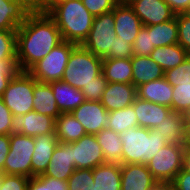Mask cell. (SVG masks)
Wrapping results in <instances>:
<instances>
[{
	"instance_id": "obj_1",
	"label": "cell",
	"mask_w": 190,
	"mask_h": 190,
	"mask_svg": "<svg viewBox=\"0 0 190 190\" xmlns=\"http://www.w3.org/2000/svg\"><path fill=\"white\" fill-rule=\"evenodd\" d=\"M63 42L55 21L33 6L16 10V51L22 71H28Z\"/></svg>"
},
{
	"instance_id": "obj_2",
	"label": "cell",
	"mask_w": 190,
	"mask_h": 190,
	"mask_svg": "<svg viewBox=\"0 0 190 190\" xmlns=\"http://www.w3.org/2000/svg\"><path fill=\"white\" fill-rule=\"evenodd\" d=\"M47 14L55 21L63 41L77 45H82L88 38L95 18L83 5L82 0L59 3Z\"/></svg>"
},
{
	"instance_id": "obj_3",
	"label": "cell",
	"mask_w": 190,
	"mask_h": 190,
	"mask_svg": "<svg viewBox=\"0 0 190 190\" xmlns=\"http://www.w3.org/2000/svg\"><path fill=\"white\" fill-rule=\"evenodd\" d=\"M122 141L121 164L146 165L166 144L157 129L143 127L129 128L120 134Z\"/></svg>"
},
{
	"instance_id": "obj_4",
	"label": "cell",
	"mask_w": 190,
	"mask_h": 190,
	"mask_svg": "<svg viewBox=\"0 0 190 190\" xmlns=\"http://www.w3.org/2000/svg\"><path fill=\"white\" fill-rule=\"evenodd\" d=\"M102 61L103 58L77 45L69 56L62 81L81 90L102 74Z\"/></svg>"
},
{
	"instance_id": "obj_5",
	"label": "cell",
	"mask_w": 190,
	"mask_h": 190,
	"mask_svg": "<svg viewBox=\"0 0 190 190\" xmlns=\"http://www.w3.org/2000/svg\"><path fill=\"white\" fill-rule=\"evenodd\" d=\"M186 146L166 144L146 164L154 179L159 184H171L183 169Z\"/></svg>"
},
{
	"instance_id": "obj_6",
	"label": "cell",
	"mask_w": 190,
	"mask_h": 190,
	"mask_svg": "<svg viewBox=\"0 0 190 190\" xmlns=\"http://www.w3.org/2000/svg\"><path fill=\"white\" fill-rule=\"evenodd\" d=\"M77 44L63 41L43 59L35 63L28 72L40 83L62 80L69 56Z\"/></svg>"
},
{
	"instance_id": "obj_7",
	"label": "cell",
	"mask_w": 190,
	"mask_h": 190,
	"mask_svg": "<svg viewBox=\"0 0 190 190\" xmlns=\"http://www.w3.org/2000/svg\"><path fill=\"white\" fill-rule=\"evenodd\" d=\"M37 82L28 71H21L11 79L1 99L13 116L24 115L33 110V90Z\"/></svg>"
},
{
	"instance_id": "obj_8",
	"label": "cell",
	"mask_w": 190,
	"mask_h": 190,
	"mask_svg": "<svg viewBox=\"0 0 190 190\" xmlns=\"http://www.w3.org/2000/svg\"><path fill=\"white\" fill-rule=\"evenodd\" d=\"M34 138L23 134H10V151L1 173L32 177L31 158Z\"/></svg>"
},
{
	"instance_id": "obj_9",
	"label": "cell",
	"mask_w": 190,
	"mask_h": 190,
	"mask_svg": "<svg viewBox=\"0 0 190 190\" xmlns=\"http://www.w3.org/2000/svg\"><path fill=\"white\" fill-rule=\"evenodd\" d=\"M114 9L94 18L88 38L82 46L98 57L104 58L114 44L117 37L114 28Z\"/></svg>"
},
{
	"instance_id": "obj_10",
	"label": "cell",
	"mask_w": 190,
	"mask_h": 190,
	"mask_svg": "<svg viewBox=\"0 0 190 190\" xmlns=\"http://www.w3.org/2000/svg\"><path fill=\"white\" fill-rule=\"evenodd\" d=\"M72 159L76 169H93L106 163L94 134H86L78 141L72 142Z\"/></svg>"
},
{
	"instance_id": "obj_11",
	"label": "cell",
	"mask_w": 190,
	"mask_h": 190,
	"mask_svg": "<svg viewBox=\"0 0 190 190\" xmlns=\"http://www.w3.org/2000/svg\"><path fill=\"white\" fill-rule=\"evenodd\" d=\"M55 125V118L32 110L24 115L13 116L10 134H23L32 137L50 134L55 131Z\"/></svg>"
},
{
	"instance_id": "obj_12",
	"label": "cell",
	"mask_w": 190,
	"mask_h": 190,
	"mask_svg": "<svg viewBox=\"0 0 190 190\" xmlns=\"http://www.w3.org/2000/svg\"><path fill=\"white\" fill-rule=\"evenodd\" d=\"M71 114L82 124L87 134H97L108 125L109 112L101 101L86 100Z\"/></svg>"
},
{
	"instance_id": "obj_13",
	"label": "cell",
	"mask_w": 190,
	"mask_h": 190,
	"mask_svg": "<svg viewBox=\"0 0 190 190\" xmlns=\"http://www.w3.org/2000/svg\"><path fill=\"white\" fill-rule=\"evenodd\" d=\"M130 6L143 26L161 24L176 17V13L165 0H137Z\"/></svg>"
},
{
	"instance_id": "obj_14",
	"label": "cell",
	"mask_w": 190,
	"mask_h": 190,
	"mask_svg": "<svg viewBox=\"0 0 190 190\" xmlns=\"http://www.w3.org/2000/svg\"><path fill=\"white\" fill-rule=\"evenodd\" d=\"M158 185L146 165L121 164V190H153Z\"/></svg>"
},
{
	"instance_id": "obj_15",
	"label": "cell",
	"mask_w": 190,
	"mask_h": 190,
	"mask_svg": "<svg viewBox=\"0 0 190 190\" xmlns=\"http://www.w3.org/2000/svg\"><path fill=\"white\" fill-rule=\"evenodd\" d=\"M114 28L118 37L134 43L136 36L143 27L141 20L130 5L117 3L114 8Z\"/></svg>"
},
{
	"instance_id": "obj_16",
	"label": "cell",
	"mask_w": 190,
	"mask_h": 190,
	"mask_svg": "<svg viewBox=\"0 0 190 190\" xmlns=\"http://www.w3.org/2000/svg\"><path fill=\"white\" fill-rule=\"evenodd\" d=\"M137 97V87L132 83H110L102 94L101 103L105 109L115 111L131 106Z\"/></svg>"
},
{
	"instance_id": "obj_17",
	"label": "cell",
	"mask_w": 190,
	"mask_h": 190,
	"mask_svg": "<svg viewBox=\"0 0 190 190\" xmlns=\"http://www.w3.org/2000/svg\"><path fill=\"white\" fill-rule=\"evenodd\" d=\"M75 169L72 159V142H59L54 149L47 170L42 175L67 181Z\"/></svg>"
},
{
	"instance_id": "obj_18",
	"label": "cell",
	"mask_w": 190,
	"mask_h": 190,
	"mask_svg": "<svg viewBox=\"0 0 190 190\" xmlns=\"http://www.w3.org/2000/svg\"><path fill=\"white\" fill-rule=\"evenodd\" d=\"M34 138V151L31 160L32 177L44 174L59 141L56 132L36 135Z\"/></svg>"
},
{
	"instance_id": "obj_19",
	"label": "cell",
	"mask_w": 190,
	"mask_h": 190,
	"mask_svg": "<svg viewBox=\"0 0 190 190\" xmlns=\"http://www.w3.org/2000/svg\"><path fill=\"white\" fill-rule=\"evenodd\" d=\"M158 134L170 144L186 146L188 142V130L184 120V114L171 111L163 121L156 125Z\"/></svg>"
},
{
	"instance_id": "obj_20",
	"label": "cell",
	"mask_w": 190,
	"mask_h": 190,
	"mask_svg": "<svg viewBox=\"0 0 190 190\" xmlns=\"http://www.w3.org/2000/svg\"><path fill=\"white\" fill-rule=\"evenodd\" d=\"M138 120V125L143 128L153 129L172 111L170 107L136 97L132 104Z\"/></svg>"
},
{
	"instance_id": "obj_21",
	"label": "cell",
	"mask_w": 190,
	"mask_h": 190,
	"mask_svg": "<svg viewBox=\"0 0 190 190\" xmlns=\"http://www.w3.org/2000/svg\"><path fill=\"white\" fill-rule=\"evenodd\" d=\"M17 59L16 10L0 13V61Z\"/></svg>"
},
{
	"instance_id": "obj_22",
	"label": "cell",
	"mask_w": 190,
	"mask_h": 190,
	"mask_svg": "<svg viewBox=\"0 0 190 190\" xmlns=\"http://www.w3.org/2000/svg\"><path fill=\"white\" fill-rule=\"evenodd\" d=\"M51 86L56 104L61 113H71L86 101L80 89L62 80L48 83Z\"/></svg>"
},
{
	"instance_id": "obj_23",
	"label": "cell",
	"mask_w": 190,
	"mask_h": 190,
	"mask_svg": "<svg viewBox=\"0 0 190 190\" xmlns=\"http://www.w3.org/2000/svg\"><path fill=\"white\" fill-rule=\"evenodd\" d=\"M173 86L163 77L137 87V97L152 103L168 106L172 110Z\"/></svg>"
},
{
	"instance_id": "obj_24",
	"label": "cell",
	"mask_w": 190,
	"mask_h": 190,
	"mask_svg": "<svg viewBox=\"0 0 190 190\" xmlns=\"http://www.w3.org/2000/svg\"><path fill=\"white\" fill-rule=\"evenodd\" d=\"M132 84L138 87L141 84L158 80L164 77V71L150 56L131 57Z\"/></svg>"
},
{
	"instance_id": "obj_25",
	"label": "cell",
	"mask_w": 190,
	"mask_h": 190,
	"mask_svg": "<svg viewBox=\"0 0 190 190\" xmlns=\"http://www.w3.org/2000/svg\"><path fill=\"white\" fill-rule=\"evenodd\" d=\"M93 190H121V164L105 163L92 169Z\"/></svg>"
},
{
	"instance_id": "obj_26",
	"label": "cell",
	"mask_w": 190,
	"mask_h": 190,
	"mask_svg": "<svg viewBox=\"0 0 190 190\" xmlns=\"http://www.w3.org/2000/svg\"><path fill=\"white\" fill-rule=\"evenodd\" d=\"M33 110L43 114L49 115L55 119L61 114L57 107L55 97L51 86L48 83L37 82L33 90Z\"/></svg>"
},
{
	"instance_id": "obj_27",
	"label": "cell",
	"mask_w": 190,
	"mask_h": 190,
	"mask_svg": "<svg viewBox=\"0 0 190 190\" xmlns=\"http://www.w3.org/2000/svg\"><path fill=\"white\" fill-rule=\"evenodd\" d=\"M102 74L110 83H132L131 58L103 59Z\"/></svg>"
},
{
	"instance_id": "obj_28",
	"label": "cell",
	"mask_w": 190,
	"mask_h": 190,
	"mask_svg": "<svg viewBox=\"0 0 190 190\" xmlns=\"http://www.w3.org/2000/svg\"><path fill=\"white\" fill-rule=\"evenodd\" d=\"M56 137L59 142L71 143L86 135L82 124L71 114L61 113L56 119Z\"/></svg>"
},
{
	"instance_id": "obj_29",
	"label": "cell",
	"mask_w": 190,
	"mask_h": 190,
	"mask_svg": "<svg viewBox=\"0 0 190 190\" xmlns=\"http://www.w3.org/2000/svg\"><path fill=\"white\" fill-rule=\"evenodd\" d=\"M189 54L178 43L156 47L150 57L158 63L164 72L181 64Z\"/></svg>"
},
{
	"instance_id": "obj_30",
	"label": "cell",
	"mask_w": 190,
	"mask_h": 190,
	"mask_svg": "<svg viewBox=\"0 0 190 190\" xmlns=\"http://www.w3.org/2000/svg\"><path fill=\"white\" fill-rule=\"evenodd\" d=\"M95 137L102 148L105 162L121 164L122 141L120 134L105 128L95 134Z\"/></svg>"
},
{
	"instance_id": "obj_31",
	"label": "cell",
	"mask_w": 190,
	"mask_h": 190,
	"mask_svg": "<svg viewBox=\"0 0 190 190\" xmlns=\"http://www.w3.org/2000/svg\"><path fill=\"white\" fill-rule=\"evenodd\" d=\"M154 47L169 46L178 43V25L176 17L161 24L149 25Z\"/></svg>"
},
{
	"instance_id": "obj_32",
	"label": "cell",
	"mask_w": 190,
	"mask_h": 190,
	"mask_svg": "<svg viewBox=\"0 0 190 190\" xmlns=\"http://www.w3.org/2000/svg\"><path fill=\"white\" fill-rule=\"evenodd\" d=\"M138 126L137 115L132 105L109 112L107 129L121 134L129 128Z\"/></svg>"
},
{
	"instance_id": "obj_33",
	"label": "cell",
	"mask_w": 190,
	"mask_h": 190,
	"mask_svg": "<svg viewBox=\"0 0 190 190\" xmlns=\"http://www.w3.org/2000/svg\"><path fill=\"white\" fill-rule=\"evenodd\" d=\"M68 190H93L92 169H75L67 180Z\"/></svg>"
},
{
	"instance_id": "obj_34",
	"label": "cell",
	"mask_w": 190,
	"mask_h": 190,
	"mask_svg": "<svg viewBox=\"0 0 190 190\" xmlns=\"http://www.w3.org/2000/svg\"><path fill=\"white\" fill-rule=\"evenodd\" d=\"M27 190H68V184L65 180L41 174L29 179Z\"/></svg>"
},
{
	"instance_id": "obj_35",
	"label": "cell",
	"mask_w": 190,
	"mask_h": 190,
	"mask_svg": "<svg viewBox=\"0 0 190 190\" xmlns=\"http://www.w3.org/2000/svg\"><path fill=\"white\" fill-rule=\"evenodd\" d=\"M164 78L172 86L190 84V54L181 64L164 72Z\"/></svg>"
},
{
	"instance_id": "obj_36",
	"label": "cell",
	"mask_w": 190,
	"mask_h": 190,
	"mask_svg": "<svg viewBox=\"0 0 190 190\" xmlns=\"http://www.w3.org/2000/svg\"><path fill=\"white\" fill-rule=\"evenodd\" d=\"M155 49L151 39V27L143 26L133 43V54L137 56H150Z\"/></svg>"
},
{
	"instance_id": "obj_37",
	"label": "cell",
	"mask_w": 190,
	"mask_h": 190,
	"mask_svg": "<svg viewBox=\"0 0 190 190\" xmlns=\"http://www.w3.org/2000/svg\"><path fill=\"white\" fill-rule=\"evenodd\" d=\"M21 71L18 59H3L0 61V98L11 79L16 77Z\"/></svg>"
},
{
	"instance_id": "obj_38",
	"label": "cell",
	"mask_w": 190,
	"mask_h": 190,
	"mask_svg": "<svg viewBox=\"0 0 190 190\" xmlns=\"http://www.w3.org/2000/svg\"><path fill=\"white\" fill-rule=\"evenodd\" d=\"M190 108V84L173 86L172 111L184 114Z\"/></svg>"
},
{
	"instance_id": "obj_39",
	"label": "cell",
	"mask_w": 190,
	"mask_h": 190,
	"mask_svg": "<svg viewBox=\"0 0 190 190\" xmlns=\"http://www.w3.org/2000/svg\"><path fill=\"white\" fill-rule=\"evenodd\" d=\"M178 25V44L190 54V13L176 14Z\"/></svg>"
},
{
	"instance_id": "obj_40",
	"label": "cell",
	"mask_w": 190,
	"mask_h": 190,
	"mask_svg": "<svg viewBox=\"0 0 190 190\" xmlns=\"http://www.w3.org/2000/svg\"><path fill=\"white\" fill-rule=\"evenodd\" d=\"M108 81L103 74L93 78V82L81 89L86 100L101 101L102 94L107 87Z\"/></svg>"
},
{
	"instance_id": "obj_41",
	"label": "cell",
	"mask_w": 190,
	"mask_h": 190,
	"mask_svg": "<svg viewBox=\"0 0 190 190\" xmlns=\"http://www.w3.org/2000/svg\"><path fill=\"white\" fill-rule=\"evenodd\" d=\"M133 55V44L117 36L114 38L113 47L103 59L131 58Z\"/></svg>"
},
{
	"instance_id": "obj_42",
	"label": "cell",
	"mask_w": 190,
	"mask_h": 190,
	"mask_svg": "<svg viewBox=\"0 0 190 190\" xmlns=\"http://www.w3.org/2000/svg\"><path fill=\"white\" fill-rule=\"evenodd\" d=\"M29 177L1 173L0 190H27Z\"/></svg>"
},
{
	"instance_id": "obj_43",
	"label": "cell",
	"mask_w": 190,
	"mask_h": 190,
	"mask_svg": "<svg viewBox=\"0 0 190 190\" xmlns=\"http://www.w3.org/2000/svg\"><path fill=\"white\" fill-rule=\"evenodd\" d=\"M83 5L94 16L112 11L116 4V0H82Z\"/></svg>"
},
{
	"instance_id": "obj_44",
	"label": "cell",
	"mask_w": 190,
	"mask_h": 190,
	"mask_svg": "<svg viewBox=\"0 0 190 190\" xmlns=\"http://www.w3.org/2000/svg\"><path fill=\"white\" fill-rule=\"evenodd\" d=\"M13 122V115L10 109L4 104L0 98V134H10V129Z\"/></svg>"
},
{
	"instance_id": "obj_45",
	"label": "cell",
	"mask_w": 190,
	"mask_h": 190,
	"mask_svg": "<svg viewBox=\"0 0 190 190\" xmlns=\"http://www.w3.org/2000/svg\"><path fill=\"white\" fill-rule=\"evenodd\" d=\"M175 190H190V172L184 168L176 175L171 183Z\"/></svg>"
},
{
	"instance_id": "obj_46",
	"label": "cell",
	"mask_w": 190,
	"mask_h": 190,
	"mask_svg": "<svg viewBox=\"0 0 190 190\" xmlns=\"http://www.w3.org/2000/svg\"><path fill=\"white\" fill-rule=\"evenodd\" d=\"M10 151V134H0V172L4 169L6 157Z\"/></svg>"
},
{
	"instance_id": "obj_47",
	"label": "cell",
	"mask_w": 190,
	"mask_h": 190,
	"mask_svg": "<svg viewBox=\"0 0 190 190\" xmlns=\"http://www.w3.org/2000/svg\"><path fill=\"white\" fill-rule=\"evenodd\" d=\"M170 8L176 13H189L190 0H165Z\"/></svg>"
},
{
	"instance_id": "obj_48",
	"label": "cell",
	"mask_w": 190,
	"mask_h": 190,
	"mask_svg": "<svg viewBox=\"0 0 190 190\" xmlns=\"http://www.w3.org/2000/svg\"><path fill=\"white\" fill-rule=\"evenodd\" d=\"M68 0H39L33 7L43 13H48L55 5Z\"/></svg>"
},
{
	"instance_id": "obj_49",
	"label": "cell",
	"mask_w": 190,
	"mask_h": 190,
	"mask_svg": "<svg viewBox=\"0 0 190 190\" xmlns=\"http://www.w3.org/2000/svg\"><path fill=\"white\" fill-rule=\"evenodd\" d=\"M21 7L20 0H0V13H9Z\"/></svg>"
},
{
	"instance_id": "obj_50",
	"label": "cell",
	"mask_w": 190,
	"mask_h": 190,
	"mask_svg": "<svg viewBox=\"0 0 190 190\" xmlns=\"http://www.w3.org/2000/svg\"><path fill=\"white\" fill-rule=\"evenodd\" d=\"M183 168L190 172V143H187L186 145V151L184 154V162H183Z\"/></svg>"
},
{
	"instance_id": "obj_51",
	"label": "cell",
	"mask_w": 190,
	"mask_h": 190,
	"mask_svg": "<svg viewBox=\"0 0 190 190\" xmlns=\"http://www.w3.org/2000/svg\"><path fill=\"white\" fill-rule=\"evenodd\" d=\"M153 190H175L171 184H159Z\"/></svg>"
},
{
	"instance_id": "obj_52",
	"label": "cell",
	"mask_w": 190,
	"mask_h": 190,
	"mask_svg": "<svg viewBox=\"0 0 190 190\" xmlns=\"http://www.w3.org/2000/svg\"><path fill=\"white\" fill-rule=\"evenodd\" d=\"M184 120L188 132L190 131V108L184 113Z\"/></svg>"
},
{
	"instance_id": "obj_53",
	"label": "cell",
	"mask_w": 190,
	"mask_h": 190,
	"mask_svg": "<svg viewBox=\"0 0 190 190\" xmlns=\"http://www.w3.org/2000/svg\"><path fill=\"white\" fill-rule=\"evenodd\" d=\"M39 0H20L22 6H34Z\"/></svg>"
},
{
	"instance_id": "obj_54",
	"label": "cell",
	"mask_w": 190,
	"mask_h": 190,
	"mask_svg": "<svg viewBox=\"0 0 190 190\" xmlns=\"http://www.w3.org/2000/svg\"><path fill=\"white\" fill-rule=\"evenodd\" d=\"M137 0H119L117 3L124 4V5H131Z\"/></svg>"
},
{
	"instance_id": "obj_55",
	"label": "cell",
	"mask_w": 190,
	"mask_h": 190,
	"mask_svg": "<svg viewBox=\"0 0 190 190\" xmlns=\"http://www.w3.org/2000/svg\"><path fill=\"white\" fill-rule=\"evenodd\" d=\"M187 143H190V131L188 132V142Z\"/></svg>"
}]
</instances>
